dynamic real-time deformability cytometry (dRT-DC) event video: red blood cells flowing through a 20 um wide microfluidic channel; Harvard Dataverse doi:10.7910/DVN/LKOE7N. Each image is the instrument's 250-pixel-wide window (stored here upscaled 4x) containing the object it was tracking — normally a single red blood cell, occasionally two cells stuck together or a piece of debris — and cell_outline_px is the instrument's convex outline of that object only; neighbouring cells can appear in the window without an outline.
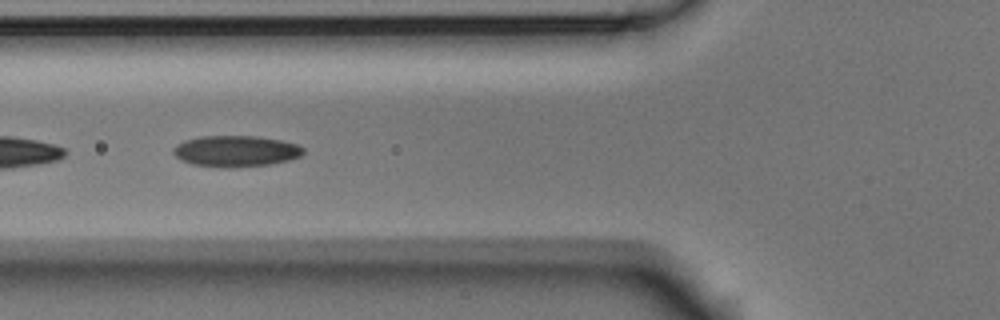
{"species": "Egyptian fruit bat (a non-hibernating species)", "species_latin": "Rousettus aegyptiacus", "temperature_condition": "room temperature", "stored_images_in_passage": 23, "camera_frame_rate_fps": 3000, "um_per_image_px": 0.085, "animal": {"sex": "male"}, "frame": {"image": 1, "passage_image": 20, "time_ms": 6.333, "image_size_px": [1000, 320], "cell_outline_px": [[304, 152], [300, 156], [288, 160], [268, 164], [232, 168], [220, 168], [192, 164], [180, 160], [172, 152], [172, 148], [176, 144], [184, 140], [200, 136], [256, 136], [280, 140], [300, 144], [304, 148]], "centroid_in_image_um": [20.01, 12.85], "position_along_channel_um": 105.8, "area_um2": 23.87}}